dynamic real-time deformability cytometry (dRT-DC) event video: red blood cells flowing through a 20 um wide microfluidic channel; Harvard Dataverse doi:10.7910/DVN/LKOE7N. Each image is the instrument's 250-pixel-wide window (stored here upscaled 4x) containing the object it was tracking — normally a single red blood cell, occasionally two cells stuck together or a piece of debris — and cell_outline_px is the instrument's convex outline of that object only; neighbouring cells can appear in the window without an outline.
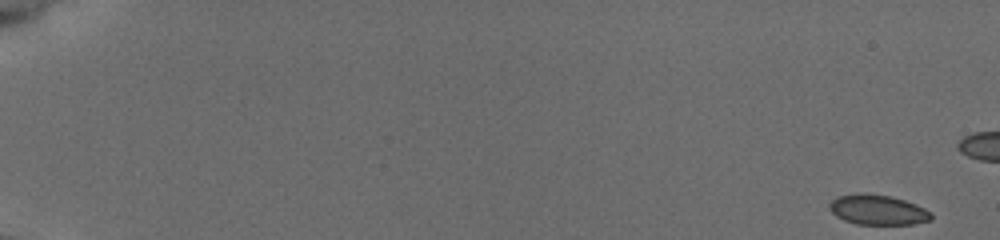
{"species": "common noctule bat (a hibernating species)", "species_latin": "Nyctalus noctula", "temperature_condition": "cold", "stored_images_in_passage": 50, "camera_frame_rate_fps": 3000, "um_per_image_px": 0.085, "animal": {"sex": "female", "body_mass_g": 19.5, "forearm_length_mm": 54.1}, "frame": {"image": 1, "passage_image": 1, "time_ms": 0.0, "image_size_px": [1000, 240], "cell_outline_px": [[932, 220], [912, 224], [856, 224], [844, 220], [836, 216], [828, 208], [828, 204], [836, 196], [888, 196], [904, 200], [916, 204], [932, 212]], "centroid_in_image_um": [74.65, 17.88], "position_along_channel_um": 10.4, "area_um2": 17.17}}
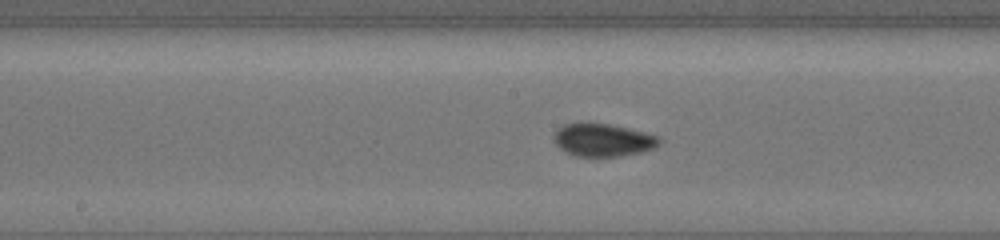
{"frame": {"image": 2, "passage_image": 31, "time_ms": 10.0, "image_size_px": [1000, 240], "cell_outline_px": [[660, 140], [652, 148], [640, 152], [620, 156], [572, 156], [564, 152], [556, 144], [556, 132], [564, 124], [580, 120], [588, 120], [608, 124], [656, 136]], "centroid_in_image_um": [51.14, 11.87], "position_along_channel_um": 197.1, "area_um2": 20.0}}
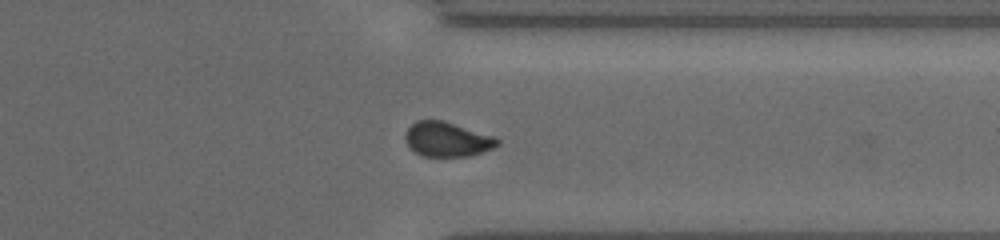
{"frame": {"image": 3, "passage_image": 45, "time_ms": 14.667, "image_size_px": [1000, 240], "cell_outline_px": [[500, 144], [492, 148], [472, 156], [420, 156], [408, 144], [404, 136], [408, 128], [416, 120], [444, 120], [496, 136], [500, 140]], "centroid_in_image_um": [38.05, 11.83], "position_along_channel_um": 373.3, "area_um2": 18.73}}